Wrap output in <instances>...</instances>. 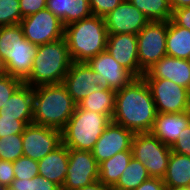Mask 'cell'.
<instances>
[{
	"mask_svg": "<svg viewBox=\"0 0 190 190\" xmlns=\"http://www.w3.org/2000/svg\"><path fill=\"white\" fill-rule=\"evenodd\" d=\"M140 10L149 21H169L172 18V7L169 0H128Z\"/></svg>",
	"mask_w": 190,
	"mask_h": 190,
	"instance_id": "83f0119b",
	"label": "cell"
},
{
	"mask_svg": "<svg viewBox=\"0 0 190 190\" xmlns=\"http://www.w3.org/2000/svg\"><path fill=\"white\" fill-rule=\"evenodd\" d=\"M134 135L133 131L112 121L102 132L92 150L96 162L99 164L118 152L131 150Z\"/></svg>",
	"mask_w": 190,
	"mask_h": 190,
	"instance_id": "5bb4252c",
	"label": "cell"
},
{
	"mask_svg": "<svg viewBox=\"0 0 190 190\" xmlns=\"http://www.w3.org/2000/svg\"><path fill=\"white\" fill-rule=\"evenodd\" d=\"M19 25L25 38L36 46L64 38L61 20L47 8L23 18Z\"/></svg>",
	"mask_w": 190,
	"mask_h": 190,
	"instance_id": "9c48e42d",
	"label": "cell"
},
{
	"mask_svg": "<svg viewBox=\"0 0 190 190\" xmlns=\"http://www.w3.org/2000/svg\"><path fill=\"white\" fill-rule=\"evenodd\" d=\"M15 179L31 180L39 175V166L36 160L21 156L13 162Z\"/></svg>",
	"mask_w": 190,
	"mask_h": 190,
	"instance_id": "d6a6232c",
	"label": "cell"
},
{
	"mask_svg": "<svg viewBox=\"0 0 190 190\" xmlns=\"http://www.w3.org/2000/svg\"><path fill=\"white\" fill-rule=\"evenodd\" d=\"M171 20L176 25L190 30V7H182L173 10Z\"/></svg>",
	"mask_w": 190,
	"mask_h": 190,
	"instance_id": "ab89813d",
	"label": "cell"
},
{
	"mask_svg": "<svg viewBox=\"0 0 190 190\" xmlns=\"http://www.w3.org/2000/svg\"><path fill=\"white\" fill-rule=\"evenodd\" d=\"M76 190H113V189L109 186H106L105 184H103L102 182L98 180L96 182H93L90 185L81 187L80 189H76Z\"/></svg>",
	"mask_w": 190,
	"mask_h": 190,
	"instance_id": "b9f144b4",
	"label": "cell"
},
{
	"mask_svg": "<svg viewBox=\"0 0 190 190\" xmlns=\"http://www.w3.org/2000/svg\"><path fill=\"white\" fill-rule=\"evenodd\" d=\"M23 156L39 161L62 144L59 129L38 124L26 125L22 133Z\"/></svg>",
	"mask_w": 190,
	"mask_h": 190,
	"instance_id": "8fae6325",
	"label": "cell"
},
{
	"mask_svg": "<svg viewBox=\"0 0 190 190\" xmlns=\"http://www.w3.org/2000/svg\"><path fill=\"white\" fill-rule=\"evenodd\" d=\"M9 190H61V188L52 181L42 176H35L31 180L14 179Z\"/></svg>",
	"mask_w": 190,
	"mask_h": 190,
	"instance_id": "4dcf8cb0",
	"label": "cell"
},
{
	"mask_svg": "<svg viewBox=\"0 0 190 190\" xmlns=\"http://www.w3.org/2000/svg\"><path fill=\"white\" fill-rule=\"evenodd\" d=\"M73 63L65 38L37 46L32 70L23 81L31 87L63 83Z\"/></svg>",
	"mask_w": 190,
	"mask_h": 190,
	"instance_id": "277c9868",
	"label": "cell"
},
{
	"mask_svg": "<svg viewBox=\"0 0 190 190\" xmlns=\"http://www.w3.org/2000/svg\"><path fill=\"white\" fill-rule=\"evenodd\" d=\"M132 150H126L116 153L110 159L99 163V181L113 188L122 173L127 168L132 158Z\"/></svg>",
	"mask_w": 190,
	"mask_h": 190,
	"instance_id": "d4e9b609",
	"label": "cell"
},
{
	"mask_svg": "<svg viewBox=\"0 0 190 190\" xmlns=\"http://www.w3.org/2000/svg\"><path fill=\"white\" fill-rule=\"evenodd\" d=\"M168 79L190 90V60L164 56L142 76Z\"/></svg>",
	"mask_w": 190,
	"mask_h": 190,
	"instance_id": "e0dca14e",
	"label": "cell"
},
{
	"mask_svg": "<svg viewBox=\"0 0 190 190\" xmlns=\"http://www.w3.org/2000/svg\"><path fill=\"white\" fill-rule=\"evenodd\" d=\"M99 179V164L92 151L69 148V162L66 178L61 190H76Z\"/></svg>",
	"mask_w": 190,
	"mask_h": 190,
	"instance_id": "30bf717a",
	"label": "cell"
},
{
	"mask_svg": "<svg viewBox=\"0 0 190 190\" xmlns=\"http://www.w3.org/2000/svg\"><path fill=\"white\" fill-rule=\"evenodd\" d=\"M162 179L166 188L190 187V157L172 151Z\"/></svg>",
	"mask_w": 190,
	"mask_h": 190,
	"instance_id": "603a6c76",
	"label": "cell"
},
{
	"mask_svg": "<svg viewBox=\"0 0 190 190\" xmlns=\"http://www.w3.org/2000/svg\"><path fill=\"white\" fill-rule=\"evenodd\" d=\"M123 0H89L93 15L104 17L113 11Z\"/></svg>",
	"mask_w": 190,
	"mask_h": 190,
	"instance_id": "d590c367",
	"label": "cell"
},
{
	"mask_svg": "<svg viewBox=\"0 0 190 190\" xmlns=\"http://www.w3.org/2000/svg\"><path fill=\"white\" fill-rule=\"evenodd\" d=\"M37 54V46L24 39L14 50L11 56L3 61L8 75L24 81L32 70L33 59Z\"/></svg>",
	"mask_w": 190,
	"mask_h": 190,
	"instance_id": "44dd1931",
	"label": "cell"
},
{
	"mask_svg": "<svg viewBox=\"0 0 190 190\" xmlns=\"http://www.w3.org/2000/svg\"><path fill=\"white\" fill-rule=\"evenodd\" d=\"M116 91L98 88L82 99L77 106L96 113L109 116L111 119L115 110Z\"/></svg>",
	"mask_w": 190,
	"mask_h": 190,
	"instance_id": "484cf974",
	"label": "cell"
},
{
	"mask_svg": "<svg viewBox=\"0 0 190 190\" xmlns=\"http://www.w3.org/2000/svg\"><path fill=\"white\" fill-rule=\"evenodd\" d=\"M98 72L99 88L118 91L136 77L120 65L107 51L101 52L86 62Z\"/></svg>",
	"mask_w": 190,
	"mask_h": 190,
	"instance_id": "7c38bea8",
	"label": "cell"
},
{
	"mask_svg": "<svg viewBox=\"0 0 190 190\" xmlns=\"http://www.w3.org/2000/svg\"><path fill=\"white\" fill-rule=\"evenodd\" d=\"M22 19L19 0H0V26L19 24Z\"/></svg>",
	"mask_w": 190,
	"mask_h": 190,
	"instance_id": "1f68e13d",
	"label": "cell"
},
{
	"mask_svg": "<svg viewBox=\"0 0 190 190\" xmlns=\"http://www.w3.org/2000/svg\"><path fill=\"white\" fill-rule=\"evenodd\" d=\"M167 21H150L137 34L138 63L145 73L167 55Z\"/></svg>",
	"mask_w": 190,
	"mask_h": 190,
	"instance_id": "52a82bcc",
	"label": "cell"
},
{
	"mask_svg": "<svg viewBox=\"0 0 190 190\" xmlns=\"http://www.w3.org/2000/svg\"><path fill=\"white\" fill-rule=\"evenodd\" d=\"M26 39L19 24L0 26V57L4 61Z\"/></svg>",
	"mask_w": 190,
	"mask_h": 190,
	"instance_id": "f1b7e54d",
	"label": "cell"
},
{
	"mask_svg": "<svg viewBox=\"0 0 190 190\" xmlns=\"http://www.w3.org/2000/svg\"><path fill=\"white\" fill-rule=\"evenodd\" d=\"M148 84L157 113L190 111V90L168 79L144 78Z\"/></svg>",
	"mask_w": 190,
	"mask_h": 190,
	"instance_id": "ba28073f",
	"label": "cell"
},
{
	"mask_svg": "<svg viewBox=\"0 0 190 190\" xmlns=\"http://www.w3.org/2000/svg\"><path fill=\"white\" fill-rule=\"evenodd\" d=\"M156 105L143 77L116 91L112 121L134 133L151 132L157 117Z\"/></svg>",
	"mask_w": 190,
	"mask_h": 190,
	"instance_id": "6da1fadb",
	"label": "cell"
},
{
	"mask_svg": "<svg viewBox=\"0 0 190 190\" xmlns=\"http://www.w3.org/2000/svg\"><path fill=\"white\" fill-rule=\"evenodd\" d=\"M26 124L17 117L0 116V138L6 135L23 133Z\"/></svg>",
	"mask_w": 190,
	"mask_h": 190,
	"instance_id": "e575fe53",
	"label": "cell"
},
{
	"mask_svg": "<svg viewBox=\"0 0 190 190\" xmlns=\"http://www.w3.org/2000/svg\"><path fill=\"white\" fill-rule=\"evenodd\" d=\"M106 51L136 78L143 76L144 72L138 63L137 35L108 34Z\"/></svg>",
	"mask_w": 190,
	"mask_h": 190,
	"instance_id": "9a60e30c",
	"label": "cell"
},
{
	"mask_svg": "<svg viewBox=\"0 0 190 190\" xmlns=\"http://www.w3.org/2000/svg\"><path fill=\"white\" fill-rule=\"evenodd\" d=\"M172 10L182 7H190V0H169Z\"/></svg>",
	"mask_w": 190,
	"mask_h": 190,
	"instance_id": "7bdbcfd3",
	"label": "cell"
},
{
	"mask_svg": "<svg viewBox=\"0 0 190 190\" xmlns=\"http://www.w3.org/2000/svg\"><path fill=\"white\" fill-rule=\"evenodd\" d=\"M69 54L73 62H87L106 51L108 31L104 17L92 15L64 27Z\"/></svg>",
	"mask_w": 190,
	"mask_h": 190,
	"instance_id": "3957f363",
	"label": "cell"
},
{
	"mask_svg": "<svg viewBox=\"0 0 190 190\" xmlns=\"http://www.w3.org/2000/svg\"><path fill=\"white\" fill-rule=\"evenodd\" d=\"M134 190H165L162 178L150 177Z\"/></svg>",
	"mask_w": 190,
	"mask_h": 190,
	"instance_id": "60d3db41",
	"label": "cell"
},
{
	"mask_svg": "<svg viewBox=\"0 0 190 190\" xmlns=\"http://www.w3.org/2000/svg\"><path fill=\"white\" fill-rule=\"evenodd\" d=\"M132 156L147 169L151 177L163 178L167 171L171 146L164 144L151 132L135 133Z\"/></svg>",
	"mask_w": 190,
	"mask_h": 190,
	"instance_id": "8992f818",
	"label": "cell"
},
{
	"mask_svg": "<svg viewBox=\"0 0 190 190\" xmlns=\"http://www.w3.org/2000/svg\"><path fill=\"white\" fill-rule=\"evenodd\" d=\"M7 188L0 185V190H6Z\"/></svg>",
	"mask_w": 190,
	"mask_h": 190,
	"instance_id": "bcb514c9",
	"label": "cell"
},
{
	"mask_svg": "<svg viewBox=\"0 0 190 190\" xmlns=\"http://www.w3.org/2000/svg\"><path fill=\"white\" fill-rule=\"evenodd\" d=\"M165 190H190V187H176V188H166Z\"/></svg>",
	"mask_w": 190,
	"mask_h": 190,
	"instance_id": "f6af8a7d",
	"label": "cell"
},
{
	"mask_svg": "<svg viewBox=\"0 0 190 190\" xmlns=\"http://www.w3.org/2000/svg\"><path fill=\"white\" fill-rule=\"evenodd\" d=\"M20 11L23 18L46 8L47 0H19Z\"/></svg>",
	"mask_w": 190,
	"mask_h": 190,
	"instance_id": "74e56055",
	"label": "cell"
},
{
	"mask_svg": "<svg viewBox=\"0 0 190 190\" xmlns=\"http://www.w3.org/2000/svg\"><path fill=\"white\" fill-rule=\"evenodd\" d=\"M5 74H7L5 70V65L3 63L2 58L0 57V77L4 76Z\"/></svg>",
	"mask_w": 190,
	"mask_h": 190,
	"instance_id": "ee69618b",
	"label": "cell"
},
{
	"mask_svg": "<svg viewBox=\"0 0 190 190\" xmlns=\"http://www.w3.org/2000/svg\"><path fill=\"white\" fill-rule=\"evenodd\" d=\"M147 169L134 157L131 158L127 168L120 176L113 190H134L140 186L145 180L149 179Z\"/></svg>",
	"mask_w": 190,
	"mask_h": 190,
	"instance_id": "4316f807",
	"label": "cell"
},
{
	"mask_svg": "<svg viewBox=\"0 0 190 190\" xmlns=\"http://www.w3.org/2000/svg\"><path fill=\"white\" fill-rule=\"evenodd\" d=\"M76 106L63 83L36 86L32 123L62 130Z\"/></svg>",
	"mask_w": 190,
	"mask_h": 190,
	"instance_id": "7a4b0ae2",
	"label": "cell"
},
{
	"mask_svg": "<svg viewBox=\"0 0 190 190\" xmlns=\"http://www.w3.org/2000/svg\"><path fill=\"white\" fill-rule=\"evenodd\" d=\"M108 34L137 35L150 21L128 0H123L113 11L104 16Z\"/></svg>",
	"mask_w": 190,
	"mask_h": 190,
	"instance_id": "4fadbf2b",
	"label": "cell"
},
{
	"mask_svg": "<svg viewBox=\"0 0 190 190\" xmlns=\"http://www.w3.org/2000/svg\"><path fill=\"white\" fill-rule=\"evenodd\" d=\"M14 179L13 162L0 160V185L8 188Z\"/></svg>",
	"mask_w": 190,
	"mask_h": 190,
	"instance_id": "f35d334b",
	"label": "cell"
},
{
	"mask_svg": "<svg viewBox=\"0 0 190 190\" xmlns=\"http://www.w3.org/2000/svg\"><path fill=\"white\" fill-rule=\"evenodd\" d=\"M37 162L39 166V176L54 182L62 189L68 168L69 148L62 143Z\"/></svg>",
	"mask_w": 190,
	"mask_h": 190,
	"instance_id": "ffe728a7",
	"label": "cell"
},
{
	"mask_svg": "<svg viewBox=\"0 0 190 190\" xmlns=\"http://www.w3.org/2000/svg\"><path fill=\"white\" fill-rule=\"evenodd\" d=\"M22 84L23 81L21 79L8 74L0 77V110Z\"/></svg>",
	"mask_w": 190,
	"mask_h": 190,
	"instance_id": "836d02e7",
	"label": "cell"
},
{
	"mask_svg": "<svg viewBox=\"0 0 190 190\" xmlns=\"http://www.w3.org/2000/svg\"><path fill=\"white\" fill-rule=\"evenodd\" d=\"M46 8L61 20L64 27L93 15L89 0H47Z\"/></svg>",
	"mask_w": 190,
	"mask_h": 190,
	"instance_id": "7402d4cb",
	"label": "cell"
},
{
	"mask_svg": "<svg viewBox=\"0 0 190 190\" xmlns=\"http://www.w3.org/2000/svg\"><path fill=\"white\" fill-rule=\"evenodd\" d=\"M166 52L168 56L190 60V30L167 21Z\"/></svg>",
	"mask_w": 190,
	"mask_h": 190,
	"instance_id": "cb8c5ba5",
	"label": "cell"
},
{
	"mask_svg": "<svg viewBox=\"0 0 190 190\" xmlns=\"http://www.w3.org/2000/svg\"><path fill=\"white\" fill-rule=\"evenodd\" d=\"M171 151L190 157V124L178 135V139L171 146Z\"/></svg>",
	"mask_w": 190,
	"mask_h": 190,
	"instance_id": "8d00e7d4",
	"label": "cell"
},
{
	"mask_svg": "<svg viewBox=\"0 0 190 190\" xmlns=\"http://www.w3.org/2000/svg\"><path fill=\"white\" fill-rule=\"evenodd\" d=\"M63 84L73 101L78 104L91 91L99 88L98 72H94L86 62H73Z\"/></svg>",
	"mask_w": 190,
	"mask_h": 190,
	"instance_id": "2e32d148",
	"label": "cell"
},
{
	"mask_svg": "<svg viewBox=\"0 0 190 190\" xmlns=\"http://www.w3.org/2000/svg\"><path fill=\"white\" fill-rule=\"evenodd\" d=\"M34 87L22 84L0 110V116L17 117L26 125L33 121Z\"/></svg>",
	"mask_w": 190,
	"mask_h": 190,
	"instance_id": "ac0fdd59",
	"label": "cell"
},
{
	"mask_svg": "<svg viewBox=\"0 0 190 190\" xmlns=\"http://www.w3.org/2000/svg\"><path fill=\"white\" fill-rule=\"evenodd\" d=\"M23 156L22 133L0 138V160L14 162Z\"/></svg>",
	"mask_w": 190,
	"mask_h": 190,
	"instance_id": "f546056e",
	"label": "cell"
},
{
	"mask_svg": "<svg viewBox=\"0 0 190 190\" xmlns=\"http://www.w3.org/2000/svg\"><path fill=\"white\" fill-rule=\"evenodd\" d=\"M112 119L101 113L76 106L74 114L61 130L62 143L75 150L92 151Z\"/></svg>",
	"mask_w": 190,
	"mask_h": 190,
	"instance_id": "5b68a950",
	"label": "cell"
},
{
	"mask_svg": "<svg viewBox=\"0 0 190 190\" xmlns=\"http://www.w3.org/2000/svg\"><path fill=\"white\" fill-rule=\"evenodd\" d=\"M190 124V111L185 113H158L151 133L164 144L172 146L182 130Z\"/></svg>",
	"mask_w": 190,
	"mask_h": 190,
	"instance_id": "d6986e66",
	"label": "cell"
}]
</instances>
